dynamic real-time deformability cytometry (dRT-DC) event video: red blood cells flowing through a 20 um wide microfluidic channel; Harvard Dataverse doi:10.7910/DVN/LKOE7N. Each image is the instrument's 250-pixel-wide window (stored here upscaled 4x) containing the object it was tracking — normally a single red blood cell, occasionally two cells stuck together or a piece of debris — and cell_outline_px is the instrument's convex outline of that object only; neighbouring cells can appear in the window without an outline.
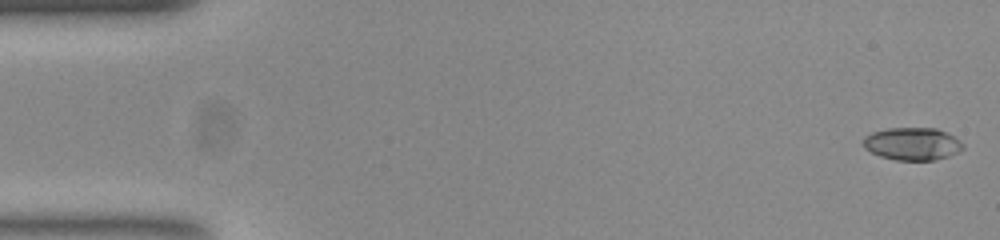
{"species": "common noctule bat (a hibernating species)", "species_latin": "Nyctalus noctula", "temperature_condition": "room temperature", "stored_images_in_passage": 52, "camera_frame_rate_fps": 3000, "um_per_image_px": 0.085, "animal": {"sex": "female", "body_mass_g": 23.0, "forearm_length_mm": 53.4}, "frame": {"image": 1, "passage_image": 1, "time_ms": 0.0, "image_size_px": [1000, 240], "cell_outline_px": [[964, 148], [948, 156], [932, 160], [896, 160], [880, 156], [864, 148], [864, 136], [872, 132], [888, 128], [936, 128], [948, 132], [960, 140], [964, 144]], "centroid_in_image_um": [77.56, 12.21], "position_along_channel_um": 7.4, "area_um2": 18.96}}
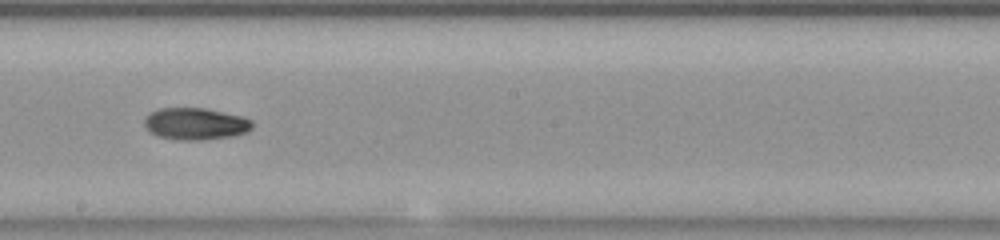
{"frame": {"image": 2, "passage_image": 29, "time_ms": 9.333, "image_size_px": [1000, 240], "cell_outline_px": [[252, 128], [244, 132], [232, 136], [200, 140], [180, 140], [156, 136], [144, 124], [144, 120], [152, 112], [160, 108], [204, 108], [244, 116], [252, 120]], "centroid_in_image_um": [16.64, 10.52], "position_along_channel_um": 231.6, "area_um2": 19.88}}
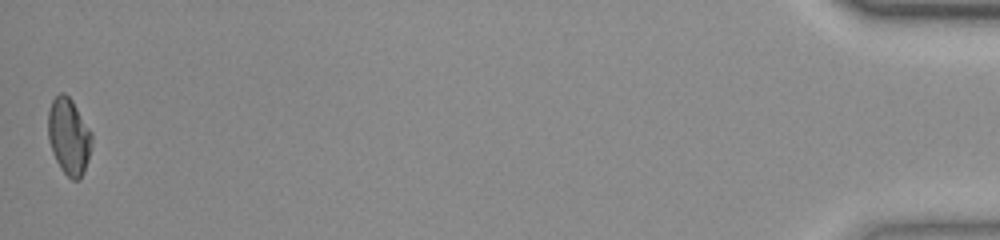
{"frame": {"image": 3, "passage_image": 52, "time_ms": 17.0, "image_size_px": [1000, 240], "cell_outline_px": [[92, 140], [88, 160], [80, 180], [72, 180], [60, 168], [52, 152], [48, 140], [48, 112], [52, 100], [60, 92], [64, 92], [72, 100], [92, 132]], "centroid_in_image_um": [5.85, 11.59], "position_along_channel_um": 429.4, "area_um2": 19.54}, "authors_computed_cell_mechanics": {"area_um2": 19.2185, "velocity_mm_per_s": 3.8838, "shape_relaxation_time_tau1_ms": null, "shape_relaxation_time_tau2_ms": 9.6572, "deformation_change_tau1": null, "deformation_change_tau2": 0.1475}}